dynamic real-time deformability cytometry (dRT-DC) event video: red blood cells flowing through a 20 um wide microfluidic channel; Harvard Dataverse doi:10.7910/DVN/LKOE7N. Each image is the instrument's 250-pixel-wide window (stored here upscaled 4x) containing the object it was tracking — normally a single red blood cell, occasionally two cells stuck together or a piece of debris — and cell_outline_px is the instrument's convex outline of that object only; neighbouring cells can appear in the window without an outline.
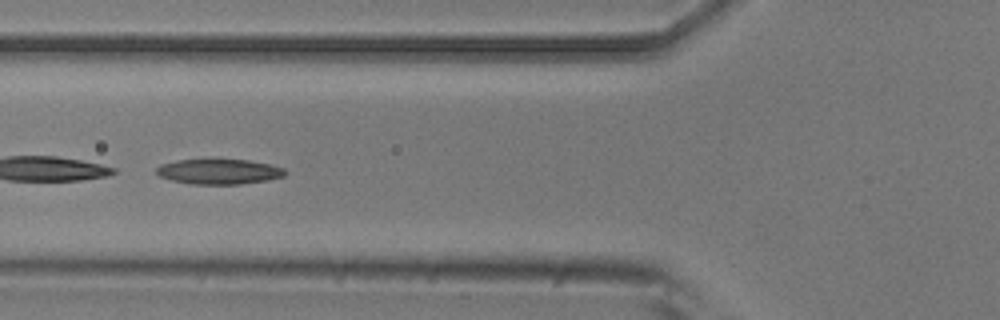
{"species": "common noctule bat (a hibernating species)", "species_latin": "Nyctalus noctula", "temperature_condition": "room temperature", "stored_images_in_passage": 10, "camera_frame_rate_fps": 3000, "um_per_image_px": 0.085, "animal": {"sex": "male", "body_mass_g": 20.5, "forearm_length_mm": 52.5}, "frame": {"image": 1, "passage_image": 6, "time_ms": 5.667, "image_size_px": [1000, 320], "cell_outline_px": [[288, 172], [284, 176], [268, 180], [240, 184], [192, 184], [172, 180], [160, 176], [156, 172], [156, 168], [160, 164], [176, 160], [248, 160], [272, 164], [284, 168]], "centroid_in_image_um": [18.65, 14.58], "position_along_channel_um": 107.2, "area_um2": 18.84}}
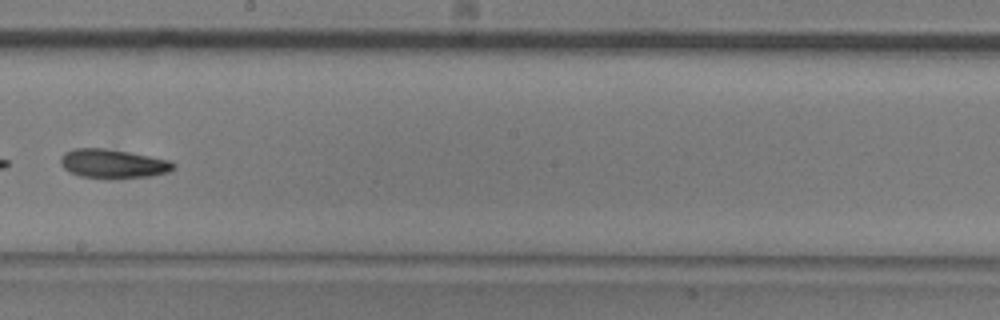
{"frame": {"image": 2, "passage_image": 9, "time_ms": 9.0, "image_size_px": [1000, 320], "cell_outline_px": [[176, 168], [168, 172], [152, 176], [112, 180], [108, 180], [80, 176], [68, 172], [60, 164], [60, 156], [64, 152], [72, 148], [104, 148], [128, 152], [172, 160], [176, 164]], "centroid_in_image_um": [9.6, 13.94], "position_along_channel_um": 238.6, "area_um2": 19.77}}
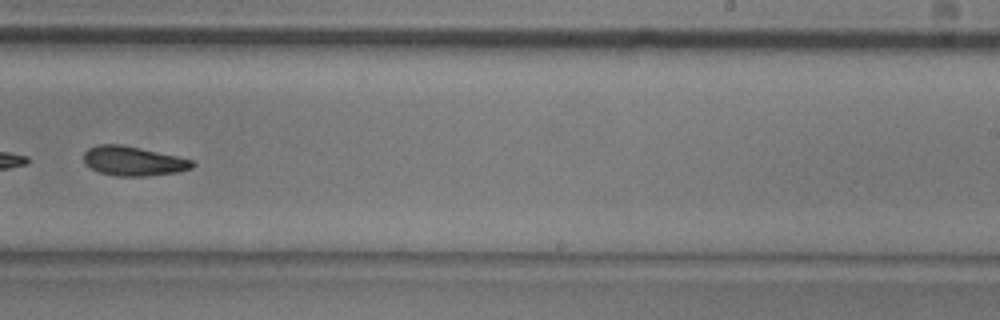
{"frame": {"image": 3, "passage_image": 10, "time_ms": 10.0, "image_size_px": [1000, 320], "cell_outline_px": [[196, 164], [192, 168], [180, 172], [148, 176], [116, 176], [100, 172], [84, 164], [84, 152], [88, 148], [100, 144], [120, 144], [176, 156], [192, 160]], "centroid_in_image_um": [11.33, 13.7], "position_along_channel_um": 277.7, "area_um2": 18.55}}